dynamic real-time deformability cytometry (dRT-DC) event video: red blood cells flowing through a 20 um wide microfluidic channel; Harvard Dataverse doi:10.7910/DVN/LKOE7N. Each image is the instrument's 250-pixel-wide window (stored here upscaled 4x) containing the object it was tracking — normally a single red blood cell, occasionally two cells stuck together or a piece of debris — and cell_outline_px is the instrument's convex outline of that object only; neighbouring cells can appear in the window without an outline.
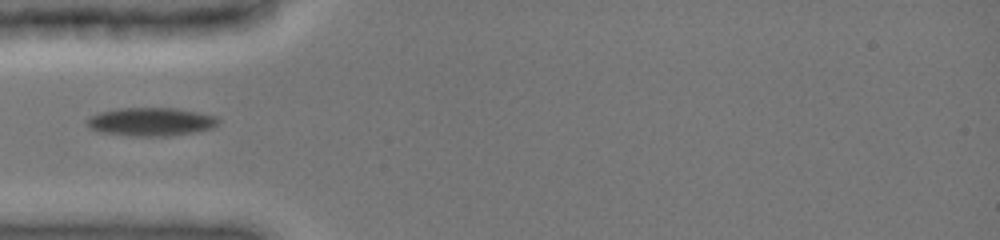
{"species": "common noctule bat (a hibernating species)", "species_latin": "Nyctalus noctula", "temperature_condition": "cold", "stored_images_in_passage": 33, "camera_frame_rate_fps": 3000, "um_per_image_px": 0.085, "animal": {"sex": "female", "body_mass_g": 19.0, "forearm_length_mm": 51.5}, "frame": {"image": 1, "passage_image": 1, "time_ms": 0.0, "image_size_px": [1000, 240], "cell_outline_px": [[220, 124], [212, 128], [196, 132], [172, 136], [128, 136], [100, 132], [88, 128], [84, 120], [88, 116], [100, 112], [116, 108], [176, 108], [216, 116], [220, 120]], "centroid_in_image_um": [12.79, 10.36], "position_along_channel_um": 72.2, "area_um2": 22.14}}
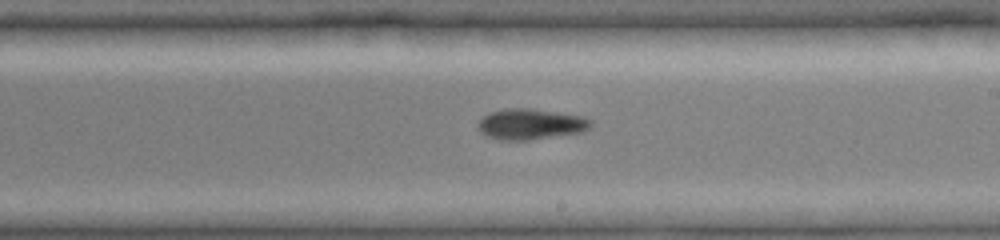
{"frame": {"image": 2, "passage_image": 15, "time_ms": 4.333, "image_size_px": [1000, 240], "cell_outline_px": [[592, 124], [584, 132], [528, 140], [500, 140], [488, 136], [480, 132], [476, 128], [476, 124], [488, 112], [504, 108], [532, 108], [584, 116], [592, 120]], "centroid_in_image_um": [45.09, 10.54], "position_along_channel_um": 243.9, "area_um2": 20.52}}
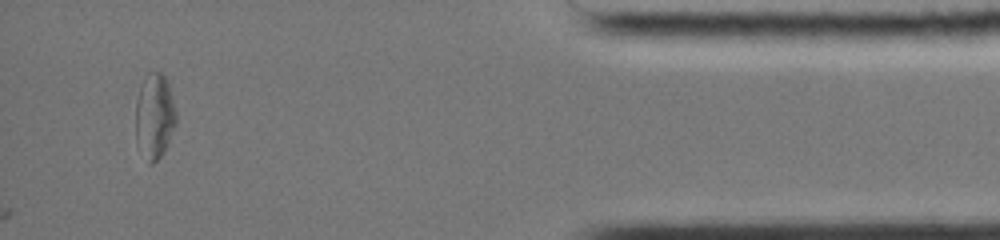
{"frame": {"image": 3, "passage_image": 33, "time_ms": 10.0, "image_size_px": [1000, 240], "cell_outline_px": [[176, 124], [168, 144], [160, 156], [152, 164], [148, 164], [136, 144], [136, 100], [144, 76], [148, 72], [160, 72], [164, 76], [168, 84], [172, 96], [176, 112]], "centroid_in_image_um": [13.12, 9.89], "position_along_channel_um": 422.1, "area_um2": 20.23}}